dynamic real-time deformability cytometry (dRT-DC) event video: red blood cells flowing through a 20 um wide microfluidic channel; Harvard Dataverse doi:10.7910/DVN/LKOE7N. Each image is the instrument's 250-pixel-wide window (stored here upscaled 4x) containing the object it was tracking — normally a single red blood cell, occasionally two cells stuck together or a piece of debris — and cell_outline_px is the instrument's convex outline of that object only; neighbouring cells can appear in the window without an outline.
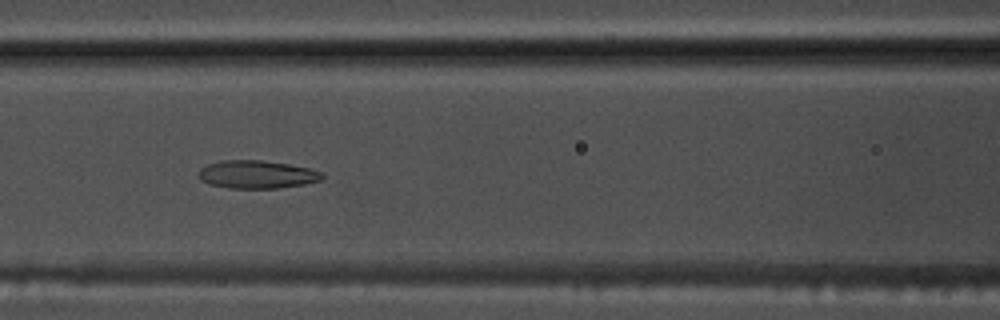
{"species": "common noctule bat (a hibernating species)", "species_latin": "Nyctalus noctula", "temperature_condition": "warm", "stored_images_in_passage": 55, "camera_frame_rate_fps": 3000, "um_per_image_px": 0.085, "animal": {"sex": "male", "body_mass_g": 17.5, "forearm_length_mm": 52.3}, "frame": {"image": 1, "passage_image": 24, "time_ms": 7.667, "image_size_px": [1000, 320], "cell_outline_px": [[324, 176], [320, 180], [304, 184], [280, 188], [228, 188], [212, 184], [200, 180], [200, 168], [208, 164], [220, 160], [260, 160], [288, 164], [312, 168], [324, 172]], "centroid_in_image_um": [21.88, 14.82], "position_along_channel_um": 144.7, "area_um2": 20.17}}
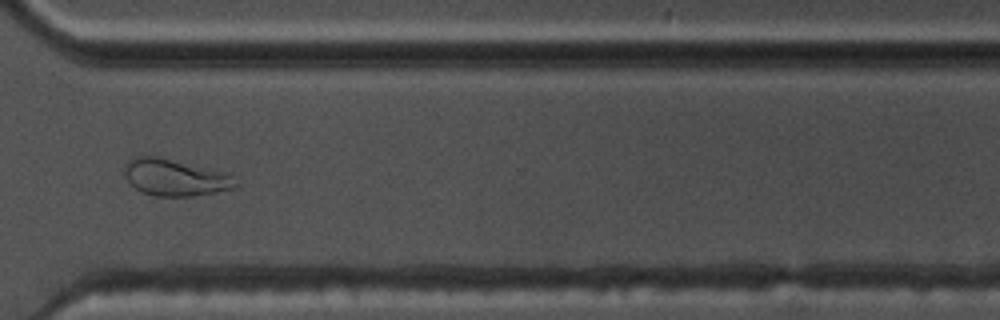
{"frame": {"image": 2, "passage_image": 41, "time_ms": 13.333, "image_size_px": [1000, 320], "cell_outline_px": [[240, 184], [236, 188], [192, 196], [156, 196], [140, 192], [128, 180], [124, 172], [124, 164], [132, 156], [160, 156], [224, 172]], "centroid_in_image_um": [14.84, 15.07], "position_along_channel_um": 355.8, "area_um2": 23.81}}
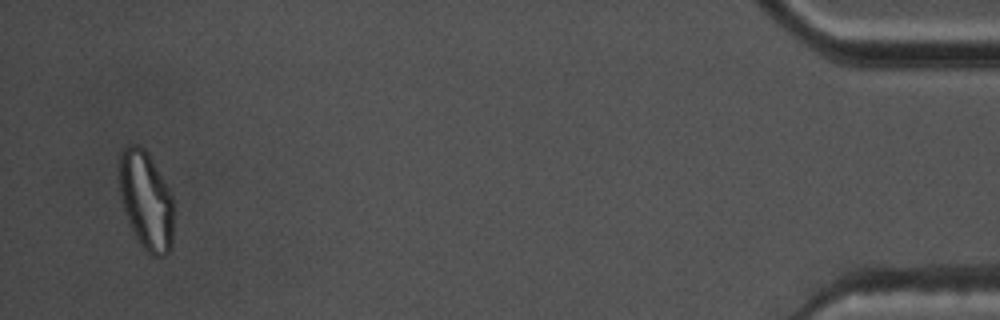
{"frame": {"image": 3, "passage_image": 53, "time_ms": 17.333, "image_size_px": [1000, 320], "cell_outline_px": [[172, 248], [164, 256], [152, 256], [144, 252], [136, 240], [124, 212], [120, 196], [120, 152], [128, 144], [136, 144], [144, 148], [148, 152], [168, 188], [172, 196]], "centroid_in_image_um": [12.4, 17.08], "position_along_channel_um": 422.8, "area_um2": 31.39}, "authors_computed_cell_mechanics": {"area_um2": 23.2356, "velocity_mm_per_s": 3.7366, "shape_relaxation_time_tau1_ms": null, "shape_relaxation_time_tau2_ms": 2.6353, "deformation_change_tau1": null, "deformation_change_tau2": 0.1067}}